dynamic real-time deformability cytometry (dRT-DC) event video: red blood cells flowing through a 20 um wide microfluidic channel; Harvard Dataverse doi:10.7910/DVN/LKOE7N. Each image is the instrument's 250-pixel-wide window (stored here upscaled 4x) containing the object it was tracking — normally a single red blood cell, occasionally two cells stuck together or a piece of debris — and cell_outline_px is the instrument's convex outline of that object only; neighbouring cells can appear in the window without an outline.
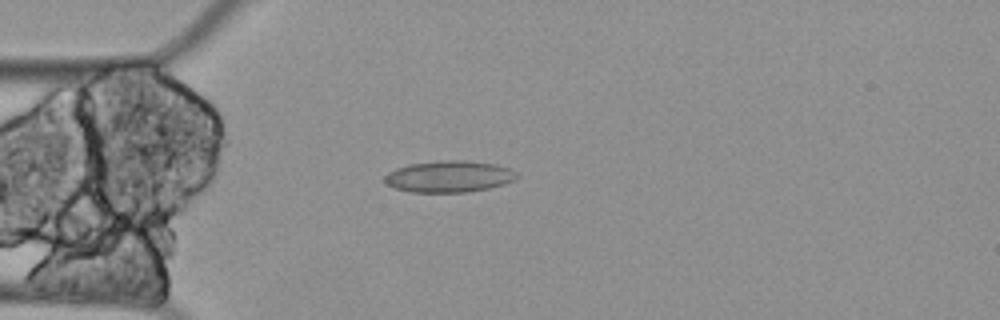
{"species": "Egyptian fruit bat (a non-hibernating species)", "species_latin": "Rousettus aegyptiacus", "temperature_condition": "cold", "stored_images_in_passage": 27, "camera_frame_rate_fps": 3000, "um_per_image_px": 0.085, "animal": {"sex": "female"}, "frame": {"image": 1, "passage_image": 15, "time_ms": 4.667, "image_size_px": [1000, 320], "cell_outline_px": [[520, 176], [504, 184], [488, 188], [468, 192], [408, 192], [384, 184], [384, 176], [388, 172], [396, 168], [408, 164], [440, 160], [464, 160], [496, 164], [508, 168], [516, 172]], "centroid_in_image_um": [38.13, 15.0], "position_along_channel_um": 46.9, "area_um2": 24.45}}
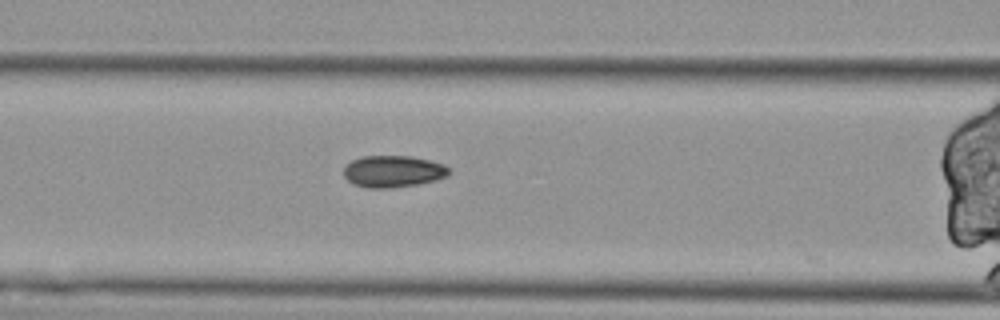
{"frame": {"image": 2, "passage_image": 23, "time_ms": 7.333, "image_size_px": [1000, 320], "cell_outline_px": [[452, 172], [448, 176], [436, 180], [420, 184], [388, 188], [368, 188], [356, 184], [348, 180], [344, 176], [344, 164], [352, 160], [364, 156], [412, 156], [444, 164], [452, 168]], "centroid_in_image_um": [33.46, 14.56], "position_along_channel_um": 133.1, "area_um2": 19.71}}
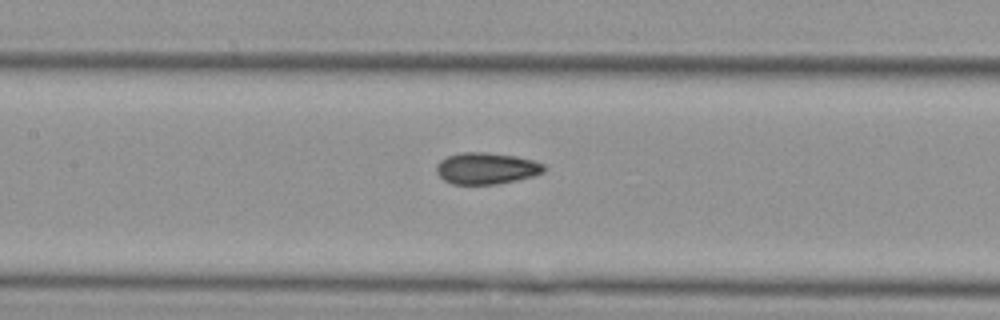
{"frame": {"image": 3, "passage_image": 26, "time_ms": 8.333, "image_size_px": [1000, 320], "cell_outline_px": [[548, 168], [544, 172], [536, 176], [496, 184], [452, 184], [444, 180], [436, 172], [436, 164], [440, 160], [448, 156], [460, 152], [484, 152], [516, 156], [532, 160], [544, 164]], "centroid_in_image_um": [41.36, 14.31], "position_along_channel_um": 166.0, "area_um2": 19.94}}